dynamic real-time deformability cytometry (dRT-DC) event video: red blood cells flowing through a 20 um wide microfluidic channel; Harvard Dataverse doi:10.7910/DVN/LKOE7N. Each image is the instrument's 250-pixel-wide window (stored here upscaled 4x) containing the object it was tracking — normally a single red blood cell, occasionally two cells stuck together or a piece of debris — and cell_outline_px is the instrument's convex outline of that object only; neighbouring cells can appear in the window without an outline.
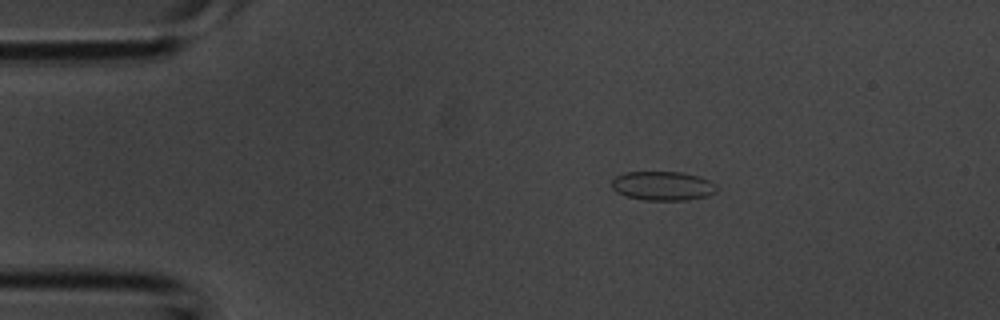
{"species": "common noctule bat (a hibernating species)", "species_latin": "Nyctalus noctula", "temperature_condition": "room temperature", "stored_images_in_passage": 2, "camera_frame_rate_fps": 3000, "um_per_image_px": 0.085, "animal": {"sex": "male", "body_mass_g": 20.1, "forearm_length_mm": 53.5}, "frame": {"image": 1, "passage_image": 1, "time_ms": 0.0, "image_size_px": [1000, 320], "cell_outline_px": [[716, 192], [708, 196], [688, 200], [644, 200], [624, 196], [616, 192], [612, 188], [612, 180], [616, 176], [624, 172], [680, 172], [700, 176], [716, 184]], "centroid_in_image_um": [56.32, 15.8], "position_along_channel_um": 28.7, "area_um2": 17.98}}